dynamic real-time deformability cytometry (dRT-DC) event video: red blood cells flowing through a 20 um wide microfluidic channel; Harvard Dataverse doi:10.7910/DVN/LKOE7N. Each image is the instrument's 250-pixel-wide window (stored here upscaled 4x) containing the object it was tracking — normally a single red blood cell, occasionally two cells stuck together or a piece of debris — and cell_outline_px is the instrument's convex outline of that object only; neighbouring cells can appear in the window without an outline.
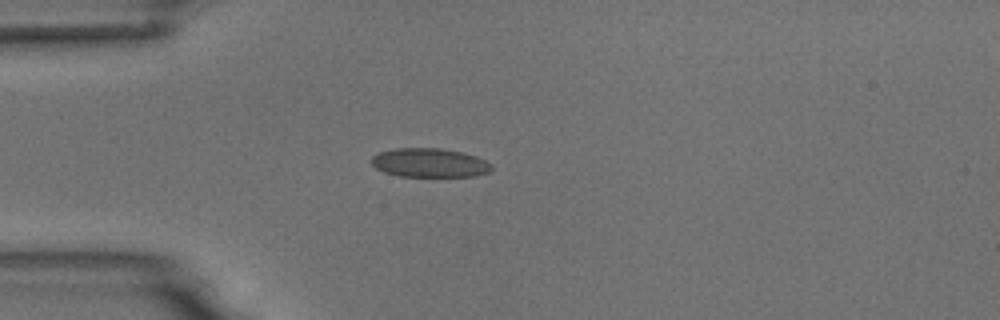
{"species": "common noctule bat (a hibernating species)", "species_latin": "Nyctalus noctula", "temperature_condition": "room temperature", "stored_images_in_passage": 1, "camera_frame_rate_fps": 3000, "um_per_image_px": 0.085, "animal": {"sex": "male", "body_mass_g": 18.8}, "frame": {"image": 1, "passage_image": 1, "time_ms": 0.0, "image_size_px": [1000, 320], "cell_outline_px": [[492, 168], [488, 172], [476, 176], [400, 176], [384, 172], [376, 168], [372, 164], [372, 156], [380, 152], [396, 148], [440, 148], [460, 152], [476, 156], [492, 164]], "centroid_in_image_um": [36.51, 13.83], "position_along_channel_um": 48.5, "area_um2": 20.11}}